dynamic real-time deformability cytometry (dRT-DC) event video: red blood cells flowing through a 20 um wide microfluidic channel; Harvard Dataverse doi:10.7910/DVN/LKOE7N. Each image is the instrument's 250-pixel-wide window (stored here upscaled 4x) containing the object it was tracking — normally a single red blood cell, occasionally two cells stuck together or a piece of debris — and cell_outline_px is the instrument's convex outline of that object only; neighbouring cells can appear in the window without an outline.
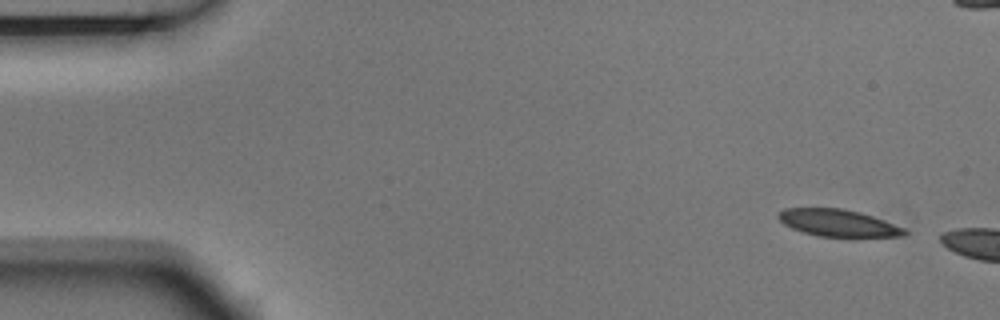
{"species": "Egyptian fruit bat (a non-hibernating species)", "species_latin": "Rousettus aegyptiacus", "temperature_condition": "room temperature", "stored_images_in_passage": 2, "camera_frame_rate_fps": 3000, "um_per_image_px": 0.085, "animal": {"sex": "male"}, "frame": {"image": 1, "passage_image": 1, "time_ms": 0.0, "image_size_px": [1000, 320], "cell_outline_px": [[908, 232], [904, 236], [856, 240], [848, 240], [816, 236], [792, 228], [784, 224], [776, 216], [784, 208], [840, 208], [860, 212], [884, 220], [904, 228]], "centroid_in_image_um": [71.32, 19.02], "position_along_channel_um": 13.7, "area_um2": 20.98}}